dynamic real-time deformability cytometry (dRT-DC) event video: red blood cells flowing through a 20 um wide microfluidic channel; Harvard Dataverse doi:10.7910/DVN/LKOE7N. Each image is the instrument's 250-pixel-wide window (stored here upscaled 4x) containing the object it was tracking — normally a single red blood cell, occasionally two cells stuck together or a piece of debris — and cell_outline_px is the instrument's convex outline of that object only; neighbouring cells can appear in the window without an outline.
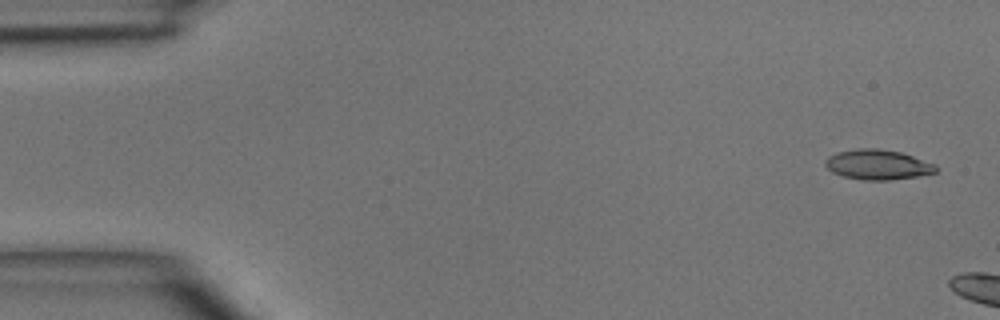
{"species": "common noctule bat (a hibernating species)", "species_latin": "Nyctalus noctula", "temperature_condition": "room temperature", "stored_images_in_passage": 5, "camera_frame_rate_fps": 3000, "um_per_image_px": 0.085, "animal": {"sex": "male", "body_mass_g": 15.6}, "frame": {"image": 1, "passage_image": 1, "time_ms": 0.0, "image_size_px": [1000, 320], "cell_outline_px": [[936, 172], [916, 176], [888, 180], [860, 180], [844, 176], [832, 172], [824, 164], [824, 160], [828, 156], [836, 152], [860, 148], [876, 148], [900, 152], [936, 164]], "centroid_in_image_um": [74.56, 13.99], "position_along_channel_um": 10.4, "area_um2": 19.25}}